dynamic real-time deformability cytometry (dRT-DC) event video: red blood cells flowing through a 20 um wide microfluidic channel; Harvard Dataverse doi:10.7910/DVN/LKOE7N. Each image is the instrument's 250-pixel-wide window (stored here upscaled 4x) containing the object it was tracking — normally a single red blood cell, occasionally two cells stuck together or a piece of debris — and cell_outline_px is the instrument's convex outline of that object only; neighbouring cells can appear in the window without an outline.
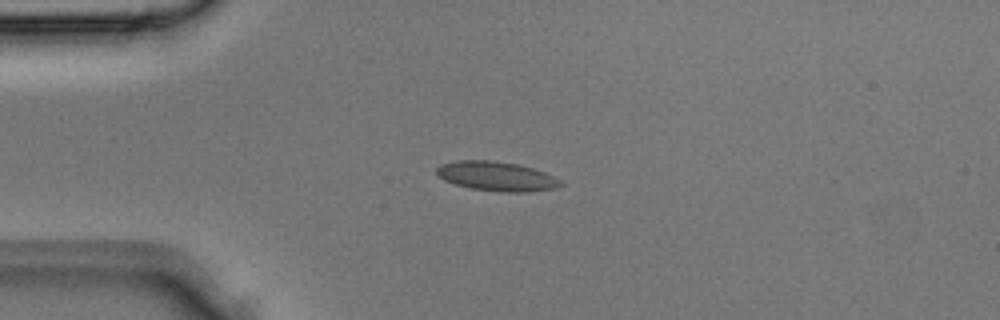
{"species": "Egyptian fruit bat (a non-hibernating species)", "species_latin": "Rousettus aegyptiacus", "temperature_condition": "room temperature", "stored_images_in_passage": 2, "camera_frame_rate_fps": 3000, "um_per_image_px": 0.085, "animal": {"sex": "male"}, "frame": {"image": 1, "passage_image": 2, "time_ms": 0.333, "image_size_px": [1000, 320], "cell_outline_px": [[564, 184], [556, 188], [528, 192], [508, 192], [472, 188], [456, 184], [444, 180], [436, 172], [436, 168], [440, 164], [456, 160], [492, 160], [516, 164], [532, 168], [544, 172], [560, 180]], "centroid_in_image_um": [42.2, 14.97], "position_along_channel_um": 42.8, "area_um2": 21.04}}